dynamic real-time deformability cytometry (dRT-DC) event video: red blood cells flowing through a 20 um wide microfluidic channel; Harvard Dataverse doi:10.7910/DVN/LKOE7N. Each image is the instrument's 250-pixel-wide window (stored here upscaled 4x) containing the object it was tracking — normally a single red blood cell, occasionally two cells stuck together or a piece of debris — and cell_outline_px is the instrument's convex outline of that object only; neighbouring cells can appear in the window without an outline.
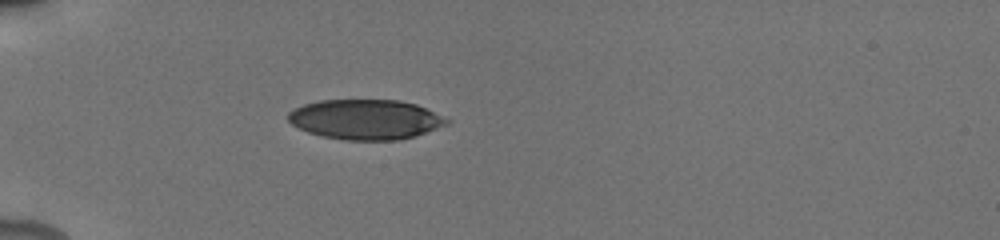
{"species": "human", "species_latin": "Homo sapiens", "temperature_condition": "cold", "stored_images_in_passage": 6, "camera_frame_rate_fps": 3000, "um_per_image_px": 0.085, "donor": {"sex": "male"}, "frame": {"image": 1, "passage_image": 1, "time_ms": 0.0, "image_size_px": [1000, 240], "cell_outline_px": [[448, 124], [416, 136], [396, 140], [344, 140], [324, 136], [308, 132], [292, 124], [288, 120], [288, 112], [304, 104], [320, 100], [400, 100], [416, 104], [448, 120]], "centroid_in_image_um": [31.05, 10.15], "position_along_channel_um": 54.0, "area_um2": 36.59}}